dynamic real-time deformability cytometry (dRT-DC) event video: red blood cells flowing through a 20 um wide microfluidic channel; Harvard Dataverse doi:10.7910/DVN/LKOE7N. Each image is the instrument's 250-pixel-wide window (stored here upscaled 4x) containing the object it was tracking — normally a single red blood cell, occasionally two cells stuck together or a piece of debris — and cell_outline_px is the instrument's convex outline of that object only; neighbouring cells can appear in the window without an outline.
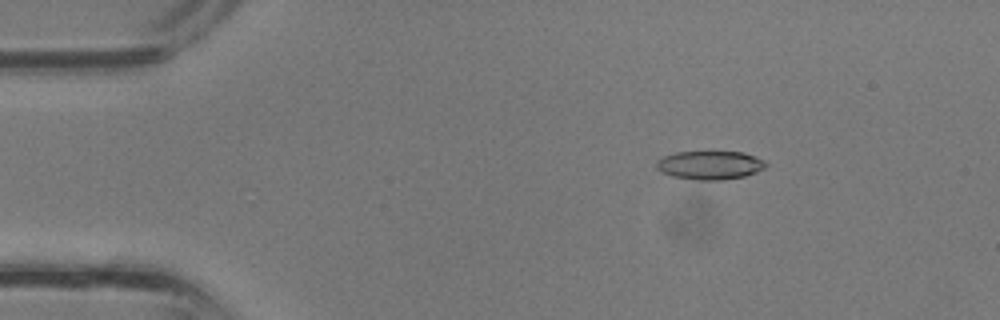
{"species": "common noctule bat (a hibernating species)", "species_latin": "Nyctalus noctula", "temperature_condition": "room temperature", "stored_images_in_passage": 33, "camera_frame_rate_fps": 3000, "um_per_image_px": 0.085, "animal": {"sex": "male", "body_mass_g": 13.3}, "frame": {"image": 1, "passage_image": 3, "time_ms": 0.667, "image_size_px": [1000, 320], "cell_outline_px": [[768, 164], [764, 168], [756, 172], [744, 176], [724, 180], [696, 180], [672, 176], [660, 172], [656, 168], [656, 160], [664, 156], [676, 152], [744, 152], [756, 156], [764, 160]], "centroid_in_image_um": [60.34, 14.04], "position_along_channel_um": 24.7, "area_um2": 18.38}}
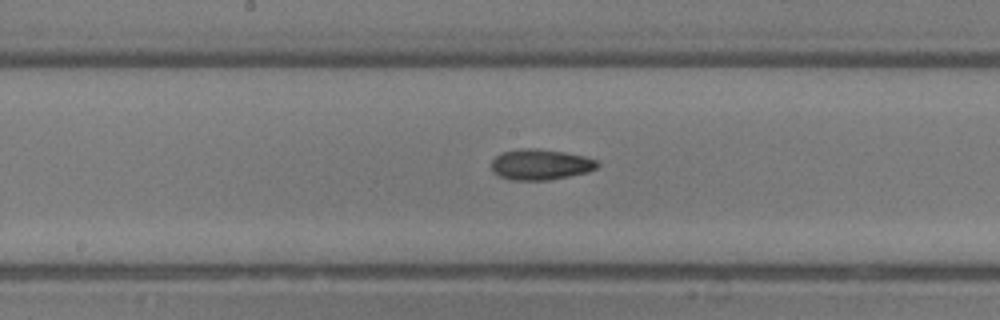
{"frame": {"image": 2, "passage_image": 16, "time_ms": 5.0, "image_size_px": [1000, 320], "cell_outline_px": [[600, 164], [596, 168], [588, 172], [548, 180], [512, 180], [500, 176], [492, 172], [492, 160], [500, 152], [520, 148], [536, 148], [564, 152], [584, 156], [596, 160]], "centroid_in_image_um": [45.92, 13.97], "position_along_channel_um": 202.3, "area_um2": 19.02}}
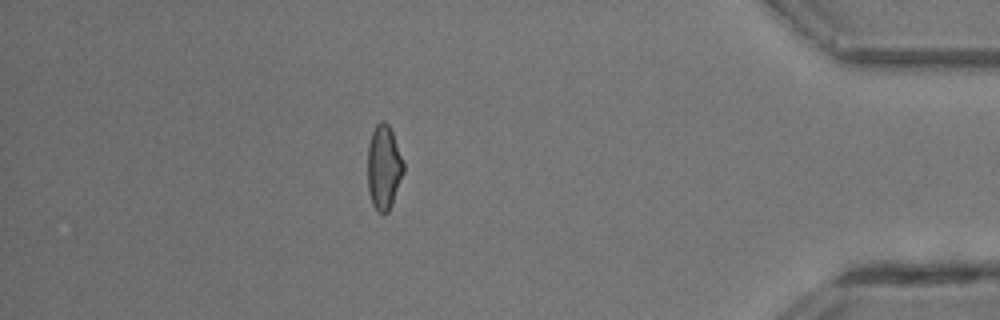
{"frame": {"image": 3, "passage_image": 29, "time_ms": 9.333, "image_size_px": [1000, 320], "cell_outline_px": [[404, 172], [392, 204], [388, 212], [384, 216], [372, 204], [368, 192], [368, 144], [372, 132], [376, 124], [380, 120], [384, 120], [388, 124], [392, 132], [404, 164]], "centroid_in_image_um": [32.62, 14.23], "position_along_channel_um": 402.6, "area_um2": 17.69}}